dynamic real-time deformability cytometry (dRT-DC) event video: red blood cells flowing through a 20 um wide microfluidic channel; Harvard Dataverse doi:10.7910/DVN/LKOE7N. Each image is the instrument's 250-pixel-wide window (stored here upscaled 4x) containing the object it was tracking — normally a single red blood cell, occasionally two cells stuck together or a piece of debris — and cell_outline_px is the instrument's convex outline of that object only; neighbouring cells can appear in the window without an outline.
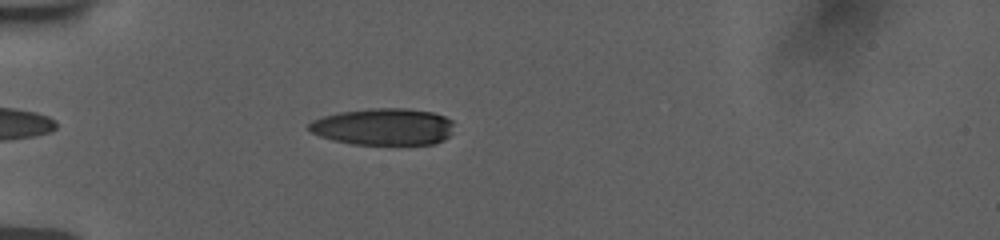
{"species": "human", "species_latin": "Homo sapiens", "temperature_condition": "room temperature", "stored_images_in_passage": 6, "camera_frame_rate_fps": 3000, "um_per_image_px": 0.085, "donor": {"sex": "female"}, "frame": {"image": 1, "passage_image": 3, "time_ms": 1.0, "image_size_px": [1000, 240], "cell_outline_px": [[452, 132], [444, 140], [436, 144], [352, 144], [332, 140], [320, 136], [312, 132], [308, 128], [308, 124], [312, 120], [324, 116], [340, 112], [372, 108], [404, 108], [432, 112], [444, 116], [452, 120]], "centroid_in_image_um": [32.6, 10.77], "position_along_channel_um": 52.4, "area_um2": 31.15}}
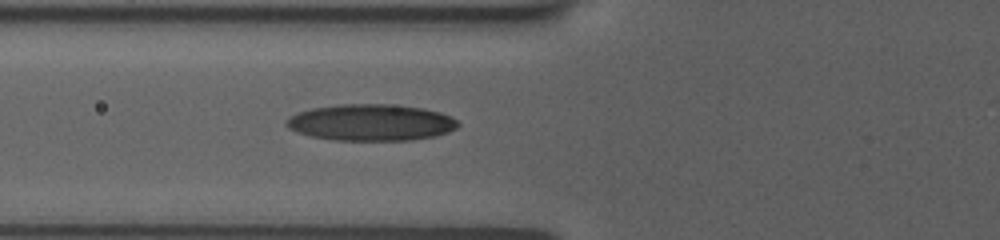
{"frame": {"image": 2, "passage_image": 6, "time_ms": 2.667, "image_size_px": [1000, 240], "cell_outline_px": [[460, 124], [456, 128], [448, 132], [436, 136], [412, 140], [332, 140], [312, 136], [296, 132], [288, 128], [284, 124], [284, 120], [288, 116], [296, 112], [312, 108], [340, 104], [388, 104], [424, 108], [440, 112], [452, 116]], "centroid_in_image_um": [31.51, 10.41], "position_along_channel_um": 94.3, "area_um2": 36.88}}